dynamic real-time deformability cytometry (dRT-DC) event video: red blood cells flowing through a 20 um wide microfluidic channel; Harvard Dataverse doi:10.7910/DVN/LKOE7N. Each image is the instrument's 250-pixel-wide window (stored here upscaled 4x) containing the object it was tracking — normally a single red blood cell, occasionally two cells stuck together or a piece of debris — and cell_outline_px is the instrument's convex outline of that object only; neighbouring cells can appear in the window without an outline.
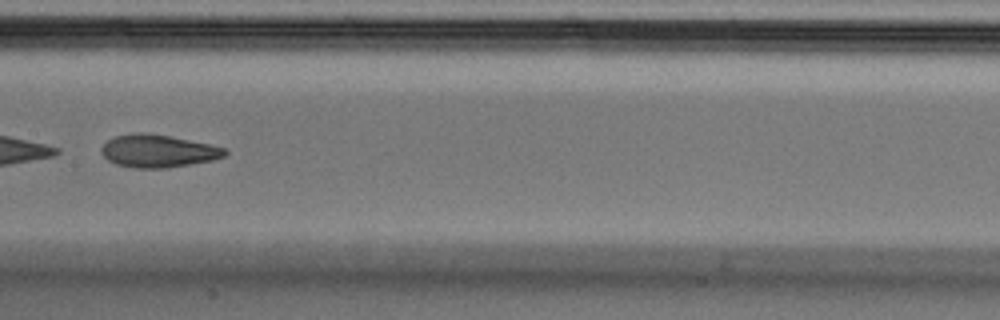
{"species": "Egyptian fruit bat (a non-hibernating species)", "species_latin": "Rousettus aegyptiacus", "temperature_condition": "cold", "stored_images_in_passage": 51, "camera_frame_rate_fps": 3000, "um_per_image_px": 0.085, "animal": {"sex": "male"}, "frame": {"image": 1, "passage_image": 26, "time_ms": 8.333, "image_size_px": [1000, 320], "cell_outline_px": [[228, 152], [224, 156], [212, 160], [168, 168], [132, 168], [116, 164], [108, 160], [100, 152], [100, 148], [108, 140], [116, 136], [136, 132], [148, 132], [208, 144], [224, 148]], "centroid_in_image_um": [13.39, 12.84], "position_along_channel_um": 194.0, "area_um2": 23.41}}
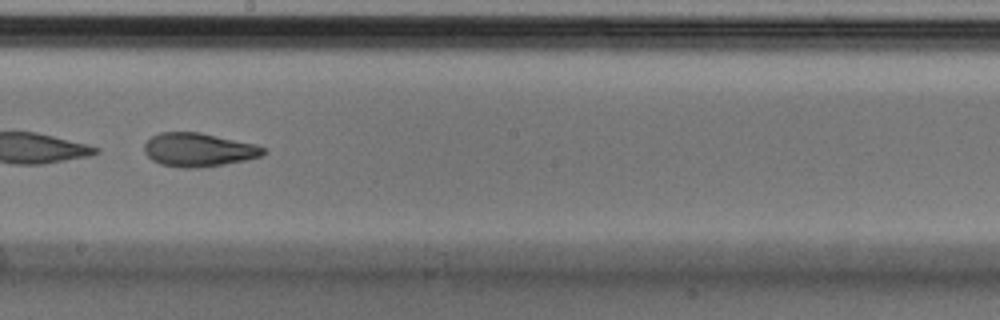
{"frame": {"image": 2, "passage_image": 29, "time_ms": 9.333, "image_size_px": [1000, 320], "cell_outline_px": [[268, 152], [264, 156], [248, 160], [224, 164], [196, 168], [180, 168], [160, 164], [152, 160], [144, 152], [144, 144], [152, 136], [160, 132], [200, 132], [256, 144], [264, 148]], "centroid_in_image_um": [16.91, 12.74], "position_along_channel_um": 231.3, "area_um2": 23.58}}